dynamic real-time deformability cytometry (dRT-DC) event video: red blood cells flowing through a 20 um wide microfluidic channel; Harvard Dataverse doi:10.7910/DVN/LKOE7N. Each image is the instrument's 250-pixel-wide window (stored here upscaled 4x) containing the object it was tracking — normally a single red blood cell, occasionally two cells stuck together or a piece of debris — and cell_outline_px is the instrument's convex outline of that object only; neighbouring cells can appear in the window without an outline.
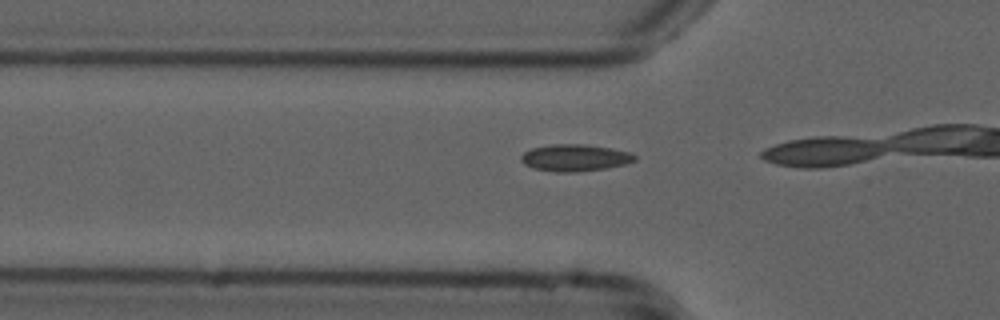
{"species": "common noctule bat (a hibernating species)", "species_latin": "Nyctalus noctula", "temperature_condition": "cold", "stored_images_in_passage": 14, "camera_frame_rate_fps": 3000, "um_per_image_px": 0.085, "animal": {"sex": "male", "forearm_length_mm": 52.5}, "frame": {"image": 1, "passage_image": 12, "time_ms": 3.667, "image_size_px": [1000, 320], "cell_outline_px": [[636, 160], [624, 164], [608, 168], [576, 172], [556, 172], [532, 168], [524, 164], [520, 160], [520, 156], [524, 152], [532, 148], [552, 144], [584, 144], [612, 148], [632, 152], [636, 156]], "centroid_in_image_um": [48.87, 13.41], "position_along_channel_um": 76.9, "area_um2": 17.98}}